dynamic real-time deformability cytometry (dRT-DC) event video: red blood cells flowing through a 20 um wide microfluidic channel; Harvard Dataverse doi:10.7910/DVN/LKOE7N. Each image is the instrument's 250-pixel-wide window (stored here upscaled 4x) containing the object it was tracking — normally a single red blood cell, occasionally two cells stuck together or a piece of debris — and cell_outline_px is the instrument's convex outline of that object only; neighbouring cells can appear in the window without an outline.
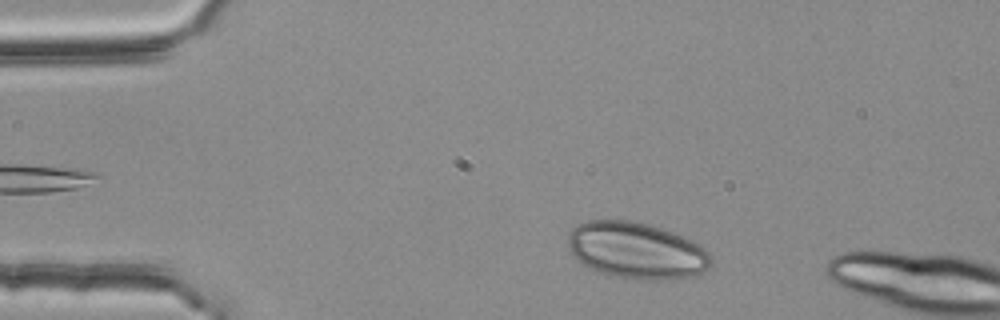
{"species": "common noctule bat (a hibernating species)", "species_latin": "Nyctalus noctula", "temperature_condition": "room temperature", "stored_images_in_passage": 8, "camera_frame_rate_fps": 3000, "um_per_image_px": 0.085, "animal": {"sex": "female", "body_mass_g": 25.1}, "frame": {"image": 1, "passage_image": 4, "time_ms": 1.0, "image_size_px": [1000, 320], "cell_outline_px": [[712, 264], [704, 272], [696, 276], [672, 280], [640, 280], [616, 276], [596, 272], [572, 256], [568, 248], [568, 232], [576, 224], [588, 220], [628, 220], [648, 224], [664, 228], [684, 236], [700, 244], [712, 256]], "centroid_in_image_um": [54.12, 21.3], "position_along_channel_um": 30.9, "area_um2": 47.97}}